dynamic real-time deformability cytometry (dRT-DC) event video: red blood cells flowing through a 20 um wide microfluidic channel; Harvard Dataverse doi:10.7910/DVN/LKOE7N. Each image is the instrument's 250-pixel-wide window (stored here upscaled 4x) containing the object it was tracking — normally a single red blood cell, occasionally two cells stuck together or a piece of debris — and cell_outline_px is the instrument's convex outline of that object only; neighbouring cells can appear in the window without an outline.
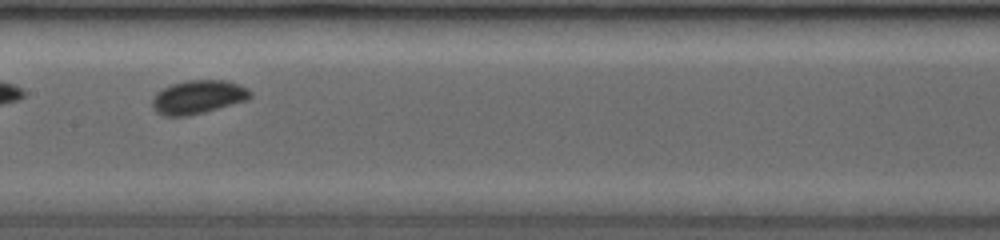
{"species": "common noctule bat (a hibernating species)", "species_latin": "Nyctalus noctula", "temperature_condition": "room temperature", "stored_images_in_passage": 17, "camera_frame_rate_fps": 3500, "um_per_image_px": 0.085, "animal": {"sex": "female", "body_mass_g": 19.0, "forearm_length_mm": 53.3}, "frame": {"image": 1, "passage_image": 10, "time_ms": 3.143, "image_size_px": [1000, 240], "cell_outline_px": [[252, 92], [244, 100], [200, 112], [184, 116], [164, 116], [156, 112], [152, 104], [152, 100], [164, 88], [172, 84], [188, 80], [224, 80], [236, 84]], "centroid_in_image_um": [16.77, 8.24], "position_along_channel_um": 190.6, "area_um2": 18.21}}
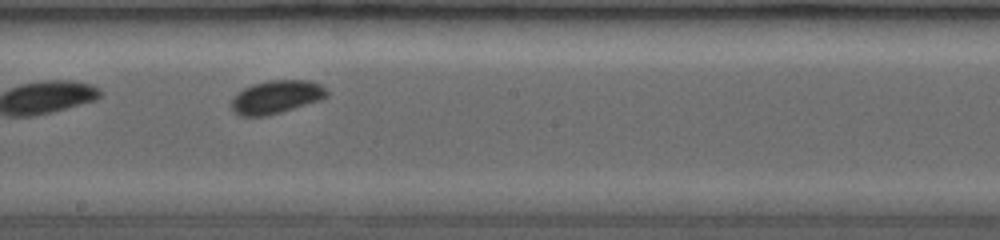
{"frame": {"image": 2, "passage_image": 12, "time_ms": 4.0, "image_size_px": [1000, 240], "cell_outline_px": [[328, 96], [320, 100], [280, 112], [264, 116], [240, 116], [232, 108], [232, 100], [244, 88], [252, 84], [268, 80], [308, 80], [320, 84], [328, 92]], "centroid_in_image_um": [23.51, 8.23], "position_along_channel_um": 224.7, "area_um2": 18.15}}